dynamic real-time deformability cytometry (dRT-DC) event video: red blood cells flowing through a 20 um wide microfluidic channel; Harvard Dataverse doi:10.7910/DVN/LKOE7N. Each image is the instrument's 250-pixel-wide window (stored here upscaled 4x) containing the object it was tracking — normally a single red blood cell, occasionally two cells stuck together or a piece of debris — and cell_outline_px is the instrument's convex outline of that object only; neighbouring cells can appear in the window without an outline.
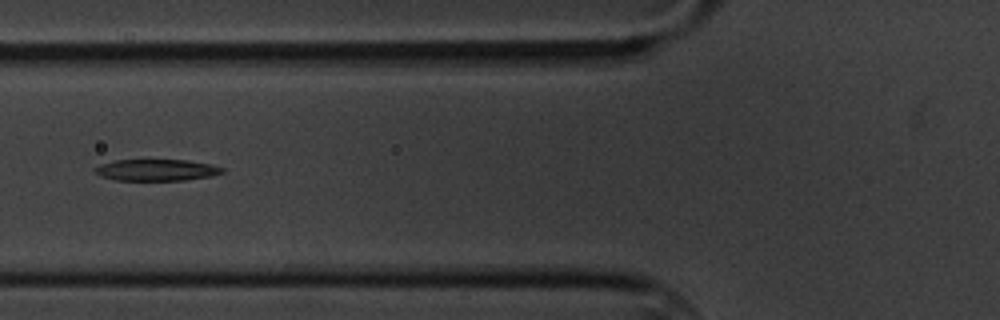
{"species": "common noctule bat (a hibernating species)", "species_latin": "Nyctalus noctula", "temperature_condition": "cold", "stored_images_in_passage": 8, "camera_frame_rate_fps": 3000, "um_per_image_px": 0.085, "animal": {"sex": "male", "body_mass_g": 20.1, "forearm_length_mm": 53.5}, "frame": {"image": 1, "passage_image": 6, "time_ms": 6.0, "image_size_px": [1000, 320], "cell_outline_px": [[224, 172], [212, 176], [184, 180], [116, 180], [100, 176], [92, 168], [100, 164], [116, 160], [188, 160], [208, 164], [224, 168]], "centroid_in_image_um": [13.28, 14.45], "position_along_channel_um": 112.5, "area_um2": 15.9}}
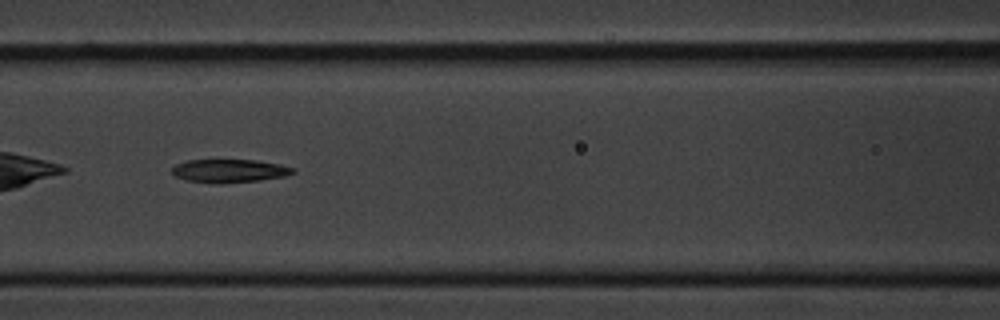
{"frame": {"image": 2, "passage_image": 7, "time_ms": 7.0, "image_size_px": [1000, 320], "cell_outline_px": [[296, 172], [284, 176], [260, 180], [216, 184], [188, 180], [176, 176], [172, 172], [172, 168], [176, 164], [188, 160], [256, 160], [280, 164], [296, 168]], "centroid_in_image_um": [19.53, 14.52], "position_along_channel_um": 147.1, "area_um2": 16.36}}